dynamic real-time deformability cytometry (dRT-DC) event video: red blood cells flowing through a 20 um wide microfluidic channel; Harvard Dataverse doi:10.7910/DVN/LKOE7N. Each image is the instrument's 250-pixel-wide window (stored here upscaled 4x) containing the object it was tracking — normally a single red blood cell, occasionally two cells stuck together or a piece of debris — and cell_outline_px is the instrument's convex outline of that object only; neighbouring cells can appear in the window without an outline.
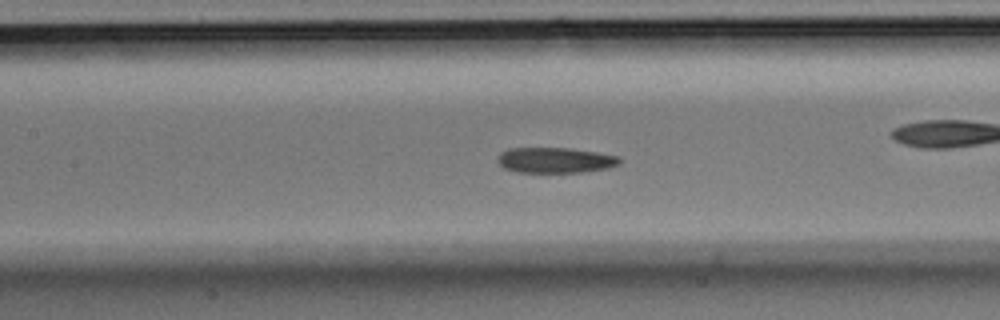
{"species": "Egyptian fruit bat (a non-hibernating species)", "species_latin": "Rousettus aegyptiacus", "temperature_condition": "room temperature", "stored_images_in_passage": 44, "camera_frame_rate_fps": 3000, "um_per_image_px": 0.085, "animal": {"sex": "male"}, "frame": {"image": 1, "passage_image": 19, "time_ms": 6.0, "image_size_px": [1000, 320], "cell_outline_px": [[620, 164], [608, 168], [580, 172], [516, 172], [504, 168], [496, 160], [500, 152], [508, 148], [568, 148], [596, 152], [620, 156]], "centroid_in_image_um": [47.17, 13.61], "position_along_channel_um": 160.2, "area_um2": 18.15}}